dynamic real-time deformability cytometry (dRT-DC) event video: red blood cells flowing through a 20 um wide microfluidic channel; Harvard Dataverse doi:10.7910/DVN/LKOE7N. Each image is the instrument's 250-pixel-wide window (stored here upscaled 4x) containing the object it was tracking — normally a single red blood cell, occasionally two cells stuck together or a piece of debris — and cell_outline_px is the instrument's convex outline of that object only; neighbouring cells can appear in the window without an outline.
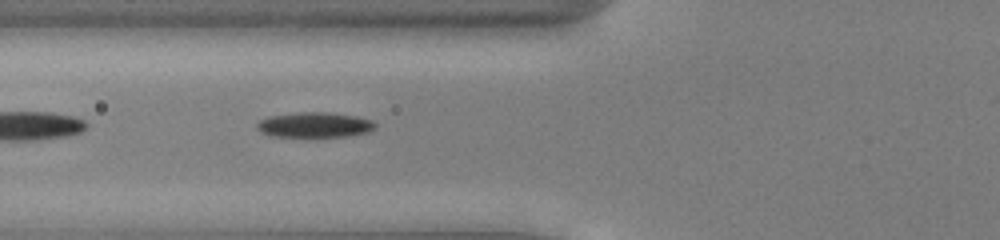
{"species": "common noctule bat (a hibernating species)", "species_latin": "Nyctalus noctula", "temperature_condition": "cold", "stored_images_in_passage": 36, "camera_frame_rate_fps": 3000, "um_per_image_px": 0.085, "animal": {"sex": "male", "body_mass_g": 13.0, "forearm_length_mm": 53.1}, "frame": {"image": 1, "passage_image": 4, "time_ms": 1.0, "image_size_px": [1000, 240], "cell_outline_px": [[376, 124], [368, 132], [348, 136], [268, 136], [260, 132], [256, 128], [256, 124], [260, 120], [268, 116], [300, 112], [328, 112], [356, 116], [372, 120]], "centroid_in_image_um": [26.69, 10.6], "position_along_channel_um": 99.1, "area_um2": 17.28}}
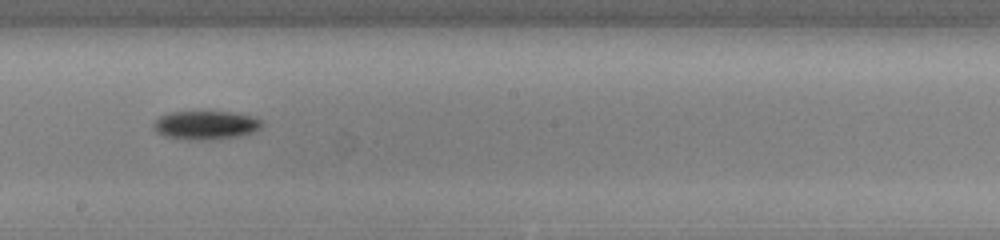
{"frame": {"image": 2, "passage_image": 14, "time_ms": 4.333, "image_size_px": [1000, 240], "cell_outline_px": [[264, 124], [260, 128], [252, 132], [240, 136], [212, 140], [188, 140], [164, 136], [156, 132], [152, 128], [152, 124], [160, 116], [172, 112], [232, 112], [264, 120]], "centroid_in_image_um": [17.47, 10.65], "position_along_channel_um": 230.7, "area_um2": 18.21}}
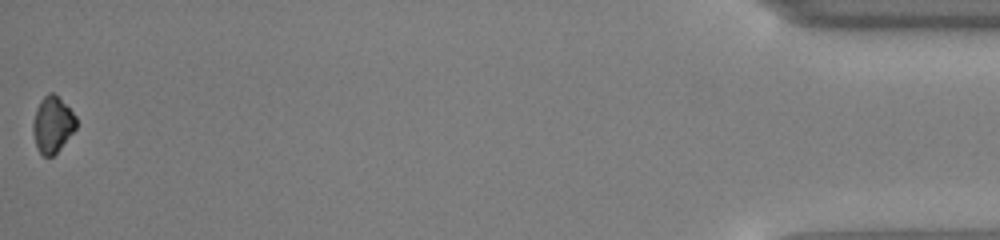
{"frame": {"image": 3, "passage_image": 36, "time_ms": 11.667, "image_size_px": [1000, 240], "cell_outline_px": [[76, 128], [60, 148], [52, 156], [44, 156], [40, 152], [36, 144], [32, 132], [32, 124], [36, 108], [40, 100], [48, 92], [52, 92], [76, 116]], "centroid_in_image_um": [4.44, 10.58], "position_along_channel_um": 430.8, "area_um2": 13.87}, "authors_computed_cell_mechanics": {"area_um2": 17.0221, "velocity_mm_per_s": 3.9507, "shape_relaxation_time_tau1_ms": 1.3735, "shape_relaxation_time_tau2_ms": null, "deformation_change_tau1": 0.0829, "deformation_change_tau2": null}}